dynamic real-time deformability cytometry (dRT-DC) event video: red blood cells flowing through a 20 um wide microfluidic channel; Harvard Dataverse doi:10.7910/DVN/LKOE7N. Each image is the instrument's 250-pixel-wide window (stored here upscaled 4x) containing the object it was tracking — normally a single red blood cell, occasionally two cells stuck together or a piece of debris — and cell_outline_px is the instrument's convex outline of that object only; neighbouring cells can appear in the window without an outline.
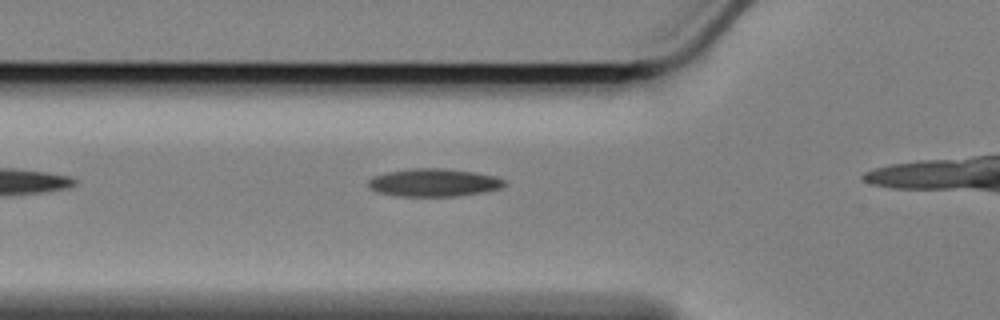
{"species": "Egyptian fruit bat (a non-hibernating species)", "species_latin": "Rousettus aegyptiacus", "temperature_condition": "cold", "stored_images_in_passage": 11, "camera_frame_rate_fps": 3000, "um_per_image_px": 0.085, "animal": {"sex": "female"}, "frame": {"image": 1, "passage_image": 2, "time_ms": 0.333, "image_size_px": [1000, 320], "cell_outline_px": [[504, 184], [500, 188], [480, 192], [456, 196], [396, 196], [376, 192], [368, 184], [368, 180], [372, 176], [388, 172], [412, 168], [444, 168], [476, 172], [492, 176], [504, 180]], "centroid_in_image_um": [36.81, 15.51], "position_along_channel_um": 89.0, "area_um2": 21.91}}
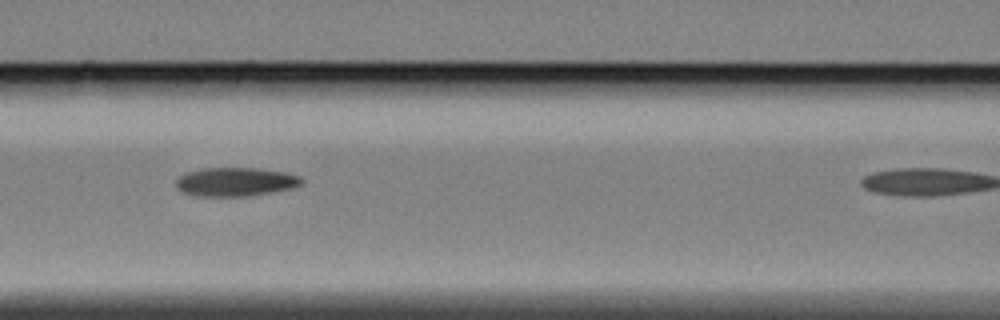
{"frame": {"image": 2, "passage_image": 7, "time_ms": 2.0, "image_size_px": [1000, 320], "cell_outline_px": [[304, 184], [292, 188], [272, 192], [244, 196], [196, 196], [184, 192], [176, 184], [176, 180], [180, 176], [188, 172], [200, 168], [256, 168], [288, 172], [300, 176], [304, 180]], "centroid_in_image_um": [20.09, 15.44], "position_along_channel_um": 146.5, "area_um2": 21.04}}
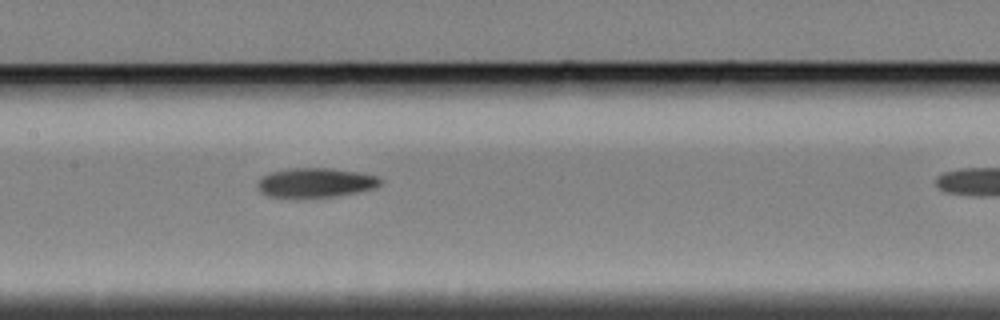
{"frame": {"image": 3, "passage_image": 10, "time_ms": 3.0, "image_size_px": [1000, 320], "cell_outline_px": [[384, 180], [376, 188], [336, 196], [268, 196], [260, 192], [260, 180], [264, 176], [272, 172], [288, 168], [332, 168], [360, 172], [376, 176]], "centroid_in_image_um": [26.91, 15.5], "position_along_channel_um": 180.5, "area_um2": 20.58}}